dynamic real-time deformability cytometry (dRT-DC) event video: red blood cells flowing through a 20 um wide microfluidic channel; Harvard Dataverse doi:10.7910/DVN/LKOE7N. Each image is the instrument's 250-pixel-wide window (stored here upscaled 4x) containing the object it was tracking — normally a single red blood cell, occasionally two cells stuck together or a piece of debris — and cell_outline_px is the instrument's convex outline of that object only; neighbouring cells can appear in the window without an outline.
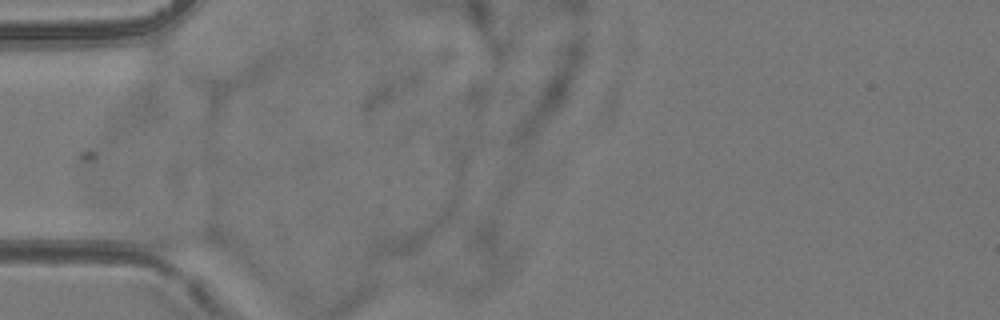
{"species": "common noctule bat (a hibernating species)", "species_latin": "Nyctalus noctula", "temperature_condition": "room temperature", "stored_images_in_passage": 2, "camera_frame_rate_fps": 3000, "um_per_image_px": 0.085, "animal": {"sex": "female", "body_mass_g": 24.6, "forearm_length_mm": 56.2}, "frame": {"image": 1, "passage_image": 1, "time_ms": 0.0, "image_size_px": [1000, 320], "cell_outline_px": [[224, 244], [220, 248], [176, 252], [152, 248], [132, 228], [144, 224], [212, 228], [224, 240]], "centroid_in_image_um": [15.25, 20.2], "position_along_channel_um": 69.7, "area_um2": 13.41}}